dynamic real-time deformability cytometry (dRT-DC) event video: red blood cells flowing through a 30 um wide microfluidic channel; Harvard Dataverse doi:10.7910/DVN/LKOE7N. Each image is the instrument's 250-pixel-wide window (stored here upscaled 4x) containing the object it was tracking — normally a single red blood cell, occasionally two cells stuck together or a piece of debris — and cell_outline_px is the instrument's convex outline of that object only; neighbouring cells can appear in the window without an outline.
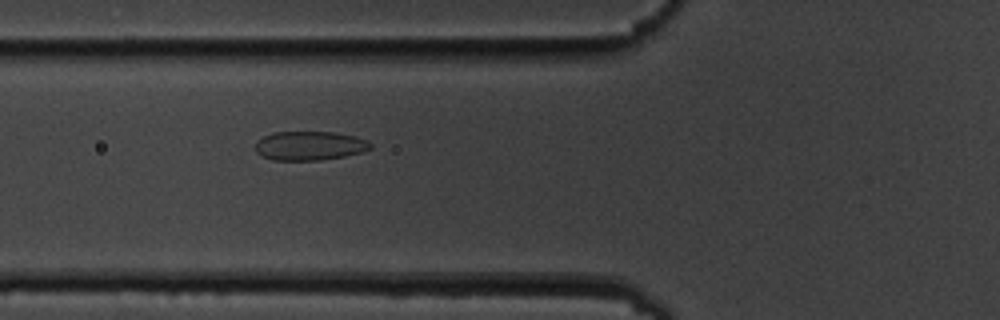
{"species": "common noctule bat (a hibernating species)", "species_latin": "Nyctalus noctula", "temperature_condition": "cold", "stored_images_in_passage": 6, "camera_frame_rate_fps": 3000, "um_per_image_px": 0.085, "animal": {"sex": "male", "body_mass_g": 19.5, "forearm_length_mm": 54.6}, "frame": {"image": 1, "passage_image": 6, "time_ms": 6.667, "image_size_px": [1000, 320], "cell_outline_px": [[372, 148], [364, 152], [344, 156], [320, 160], [272, 160], [260, 156], [256, 152], [256, 140], [272, 132], [332, 132], [356, 136], [368, 140], [372, 144]], "centroid_in_image_um": [26.32, 12.39], "position_along_channel_um": 99.5, "area_um2": 19.71}}